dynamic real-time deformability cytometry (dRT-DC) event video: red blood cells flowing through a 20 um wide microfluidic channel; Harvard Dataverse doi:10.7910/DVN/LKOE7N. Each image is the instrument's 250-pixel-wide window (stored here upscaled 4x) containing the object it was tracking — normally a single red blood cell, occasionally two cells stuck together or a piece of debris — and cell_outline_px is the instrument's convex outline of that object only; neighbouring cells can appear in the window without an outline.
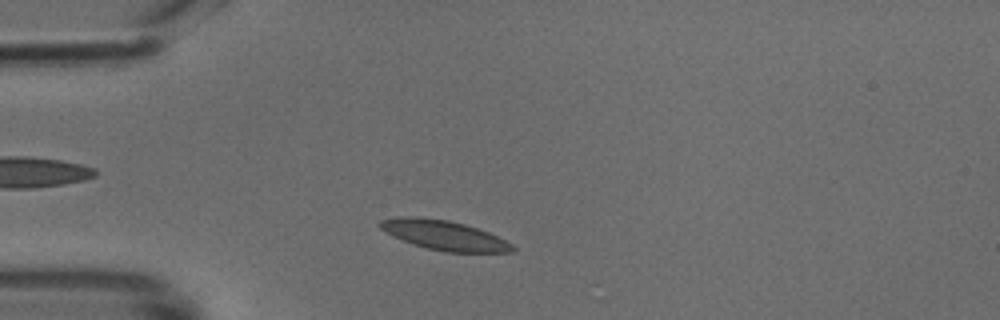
{"species": "common noctule bat (a hibernating species)", "species_latin": "Nyctalus noctula", "temperature_condition": "cold", "stored_images_in_passage": 20, "camera_frame_rate_fps": 3000, "um_per_image_px": 0.085, "animal": {"sex": "male", "body_mass_g": 18.8}, "frame": {"image": 1, "passage_image": 5, "time_ms": 1.333, "image_size_px": [1000, 320], "cell_outline_px": [[516, 248], [512, 252], [444, 252], [428, 248], [392, 236], [380, 228], [376, 224], [380, 220], [408, 216], [416, 216], [448, 220], [464, 224], [488, 232], [512, 244]], "centroid_in_image_um": [37.74, 19.99], "position_along_channel_um": 47.3, "area_um2": 22.54}}
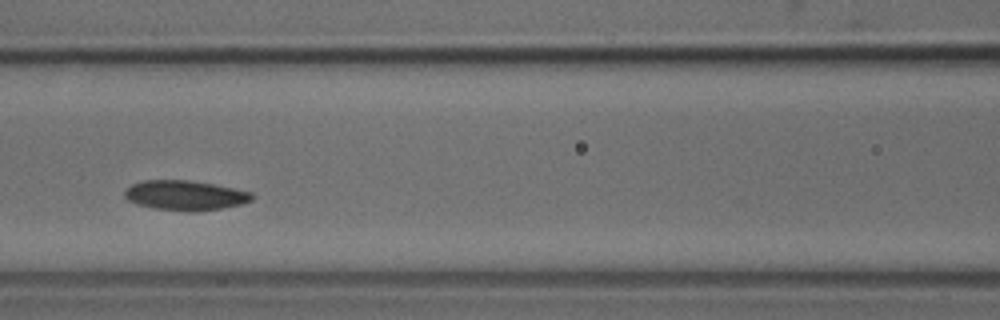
{"frame": {"image": 2, "passage_image": 14, "time_ms": 4.333, "image_size_px": [1000, 320], "cell_outline_px": [[252, 200], [240, 204], [220, 208], [196, 212], [188, 212], [152, 208], [136, 204], [128, 200], [124, 196], [124, 192], [132, 184], [144, 180], [188, 180], [212, 184], [252, 192]], "centroid_in_image_um": [15.7, 16.61], "position_along_channel_um": 150.9, "area_um2": 22.02}}
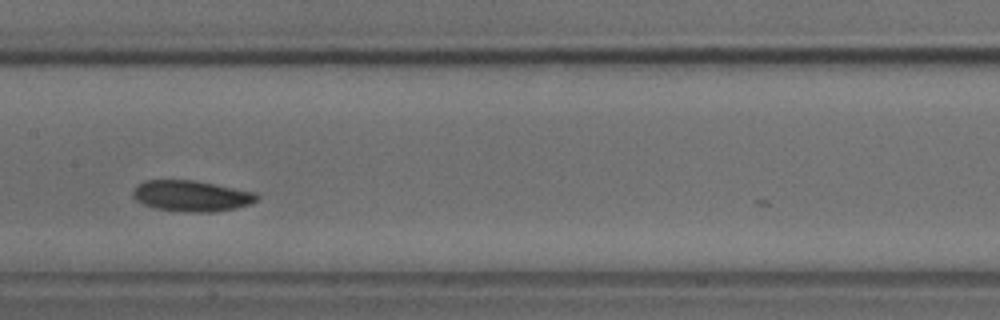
{"frame": {"image": 3, "passage_image": 17, "time_ms": 5.333, "image_size_px": [1000, 320], "cell_outline_px": [[260, 196], [256, 200], [248, 204], [236, 208], [216, 212], [184, 212], [152, 208], [136, 200], [132, 196], [132, 192], [140, 184], [148, 180], [196, 180], [256, 192]], "centroid_in_image_um": [16.29, 16.66], "position_along_channel_um": 191.1, "area_um2": 22.43}}